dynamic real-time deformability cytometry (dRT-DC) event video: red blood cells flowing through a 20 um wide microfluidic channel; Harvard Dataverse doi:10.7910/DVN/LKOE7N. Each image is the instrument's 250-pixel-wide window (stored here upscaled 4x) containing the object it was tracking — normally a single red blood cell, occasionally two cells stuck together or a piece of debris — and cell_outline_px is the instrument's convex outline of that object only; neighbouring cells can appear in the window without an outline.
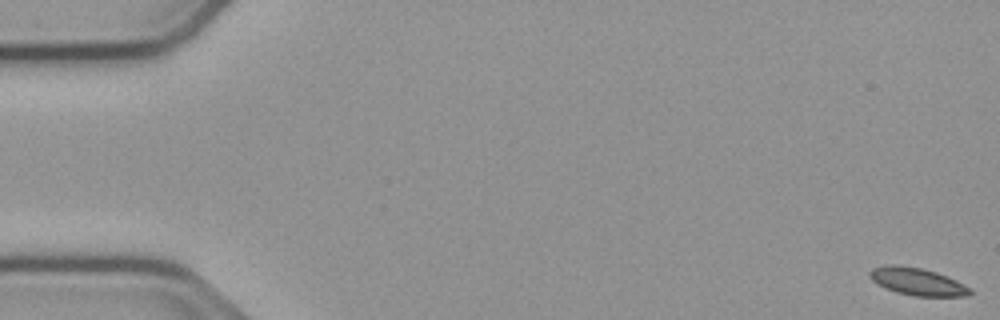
{"species": "common noctule bat (a hibernating species)", "species_latin": "Nyctalus noctula", "temperature_condition": "cold", "stored_images_in_passage": 56, "camera_frame_rate_fps": 3000, "um_per_image_px": 0.085, "animal": {"sex": "male", "body_mass_g": 23.1, "forearm_length_mm": 52.7}, "frame": {"image": 1, "passage_image": 1, "time_ms": 0.0, "image_size_px": [1000, 320], "cell_outline_px": [[972, 292], [968, 296], [916, 296], [896, 292], [872, 280], [868, 276], [868, 272], [872, 268], [892, 264], [920, 268], [936, 272], [956, 280], [972, 288]], "centroid_in_image_um": [78.0, 23.93], "position_along_channel_um": 7.0, "area_um2": 15.84}}
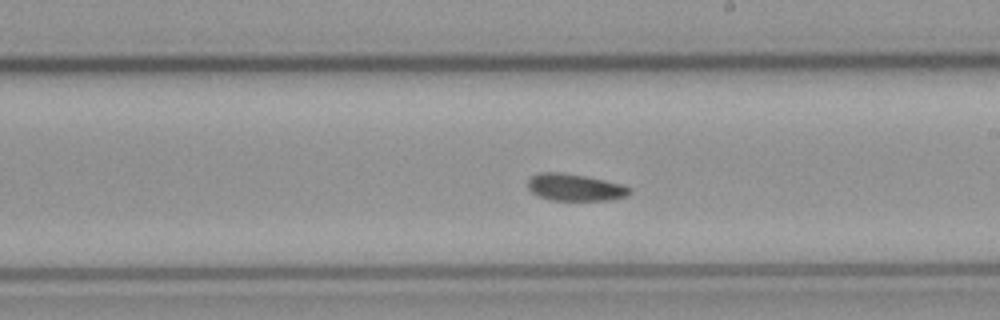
{"frame": {"image": 2, "passage_image": 32, "time_ms": 10.333, "image_size_px": [1000, 320], "cell_outline_px": [[632, 192], [628, 196], [612, 200], [552, 200], [540, 196], [532, 192], [528, 188], [528, 180], [532, 176], [540, 172], [564, 172], [604, 180], [620, 184], [632, 188]], "centroid_in_image_um": [48.9, 15.93], "position_along_channel_um": 240.1, "area_um2": 16.01}}
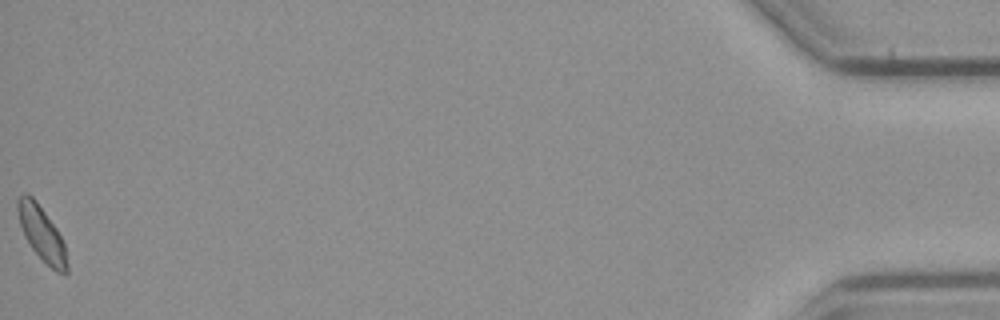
{"frame": {"image": 3, "passage_image": 56, "time_ms": 18.333, "image_size_px": [1000, 320], "cell_outline_px": [[68, 272], [56, 272], [32, 248], [24, 236], [20, 224], [16, 208], [16, 200], [24, 192], [28, 192], [36, 200], [56, 228], [64, 244], [68, 264]], "centroid_in_image_um": [3.52, 19.8], "position_along_channel_um": 431.7, "area_um2": 15.43}, "authors_computed_cell_mechanics": {"area_um2": 16.0106, "velocity_mm_per_s": 3.7314, "shape_relaxation_time_tau1_ms": null, "shape_relaxation_time_tau2_ms": 8.4086, "deformation_change_tau1": null, "deformation_change_tau2": 0.1094}}